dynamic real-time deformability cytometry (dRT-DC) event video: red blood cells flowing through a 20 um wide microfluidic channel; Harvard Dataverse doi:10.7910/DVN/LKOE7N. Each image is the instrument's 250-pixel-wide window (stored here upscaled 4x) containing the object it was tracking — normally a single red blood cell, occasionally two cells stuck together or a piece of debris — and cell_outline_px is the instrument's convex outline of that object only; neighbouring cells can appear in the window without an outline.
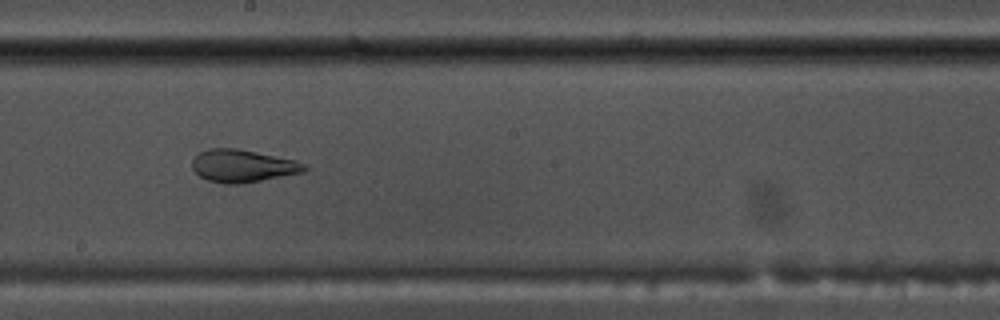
{"species": "common noctule bat (a hibernating species)", "species_latin": "Nyctalus noctula", "temperature_condition": "warm", "stored_images_in_passage": 54, "camera_frame_rate_fps": 3000, "um_per_image_px": 0.085, "animal": {"sex": "male", "body_mass_g": 17.5, "forearm_length_mm": 52.3}, "frame": {"image": 1, "passage_image": 30, "time_ms": 9.667, "image_size_px": [1000, 320], "cell_outline_px": [[308, 168], [304, 172], [240, 184], [224, 184], [208, 180], [200, 176], [192, 168], [192, 160], [200, 152], [208, 148], [236, 148], [296, 160], [304, 164]], "centroid_in_image_um": [20.62, 14.1], "position_along_channel_um": 227.6, "area_um2": 21.21}}
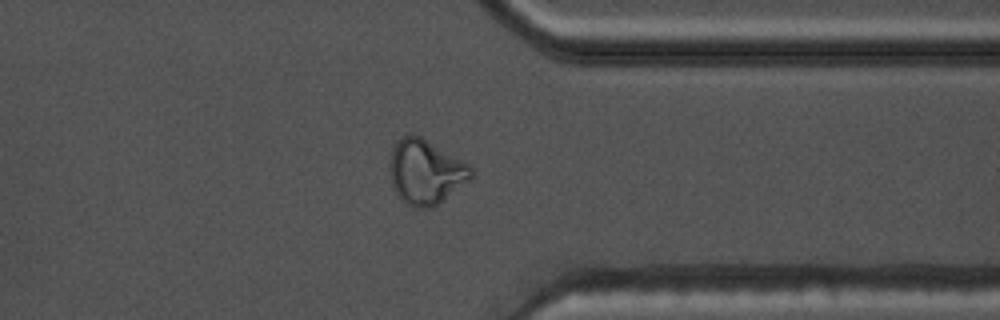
{"frame": {"image": 2, "passage_image": 42, "time_ms": 13.667, "image_size_px": [1000, 320], "cell_outline_px": [[472, 176], [468, 180], [432, 208], [412, 208], [396, 192], [392, 184], [392, 148], [404, 136], [412, 132], [420, 136], [468, 164], [472, 168]], "centroid_in_image_um": [36.19, 14.61], "position_along_channel_um": 375.2, "area_um2": 29.59}}
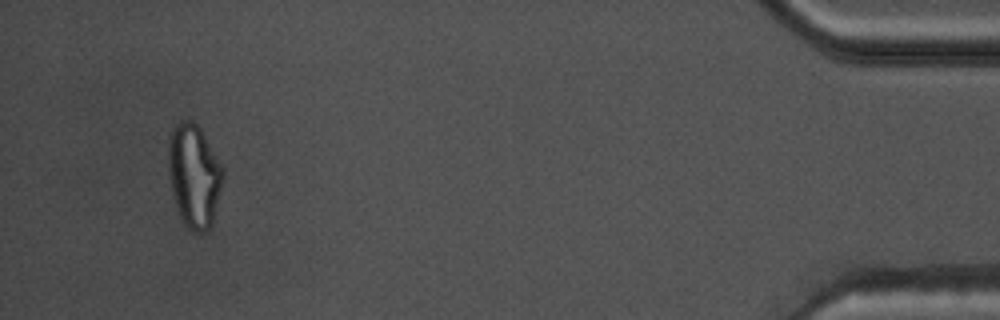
{"frame": {"image": 3, "passage_image": 51, "time_ms": 16.667, "image_size_px": [1000, 320], "cell_outline_px": [[224, 176], [212, 224], [204, 232], [192, 232], [180, 220], [176, 208], [172, 192], [168, 172], [168, 140], [172, 128], [180, 120], [192, 120], [200, 128], [224, 168]], "centroid_in_image_um": [16.48, 14.93], "position_along_channel_um": 418.7, "area_um2": 33.18}, "authors_computed_cell_mechanics": {"area_um2": 27.8307, "velocity_mm_per_s": 3.7778, "shape_relaxation_time_tau1_ms": null, "shape_relaxation_time_tau2_ms": 1.5537, "deformation_change_tau1": null, "deformation_change_tau2": 0.0746}}